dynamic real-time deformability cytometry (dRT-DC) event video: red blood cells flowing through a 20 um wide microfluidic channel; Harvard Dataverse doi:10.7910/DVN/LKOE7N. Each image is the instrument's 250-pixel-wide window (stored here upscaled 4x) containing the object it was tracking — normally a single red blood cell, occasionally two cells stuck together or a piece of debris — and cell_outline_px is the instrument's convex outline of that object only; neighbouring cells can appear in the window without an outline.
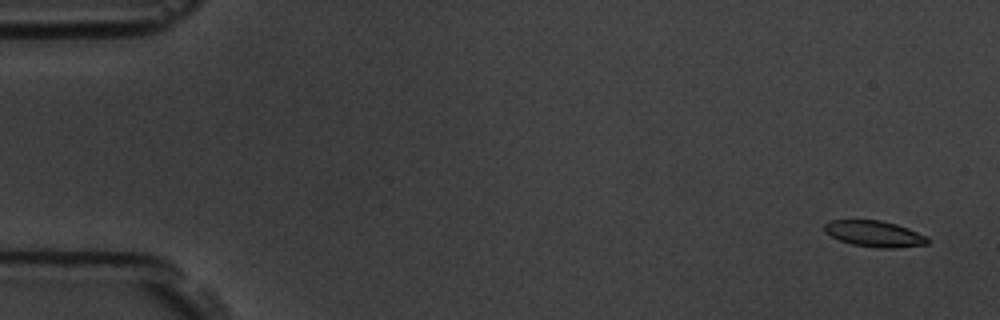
{"species": "common noctule bat (a hibernating species)", "species_latin": "Nyctalus noctula", "temperature_condition": "room temperature", "stored_images_in_passage": 6, "camera_frame_rate_fps": 3000, "um_per_image_px": 0.085, "animal": {"sex": "male", "body_mass_g": 19.5, "forearm_length_mm": 54.6}, "frame": {"image": 1, "passage_image": 1, "time_ms": 0.0, "image_size_px": [1000, 320], "cell_outline_px": [[928, 244], [896, 248], [876, 248], [852, 244], [840, 240], [824, 232], [824, 224], [828, 220], [880, 220], [896, 224], [908, 228], [928, 236]], "centroid_in_image_um": [74.33, 19.87], "position_along_channel_um": 10.7, "area_um2": 15.78}}
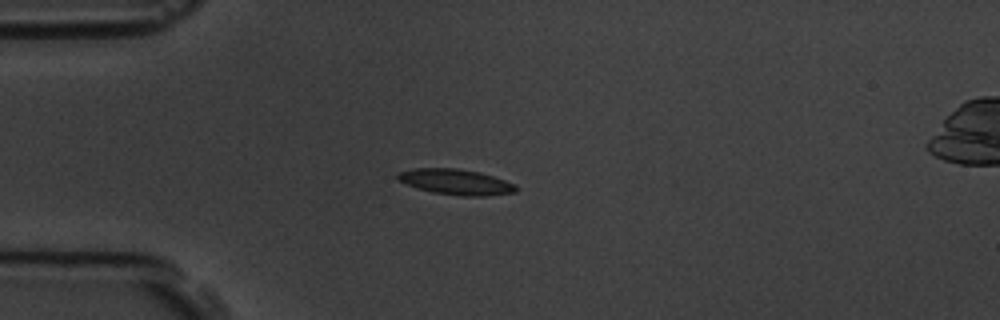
{"frame": {"image": 2, "passage_image": 4, "time_ms": 4.0, "image_size_px": [1000, 320], "cell_outline_px": [[516, 192], [484, 196], [460, 196], [432, 192], [416, 188], [400, 180], [396, 176], [400, 172], [416, 168], [456, 168], [480, 172], [516, 184]], "centroid_in_image_um": [38.77, 15.47], "position_along_channel_um": 46.2, "area_um2": 17.46}}
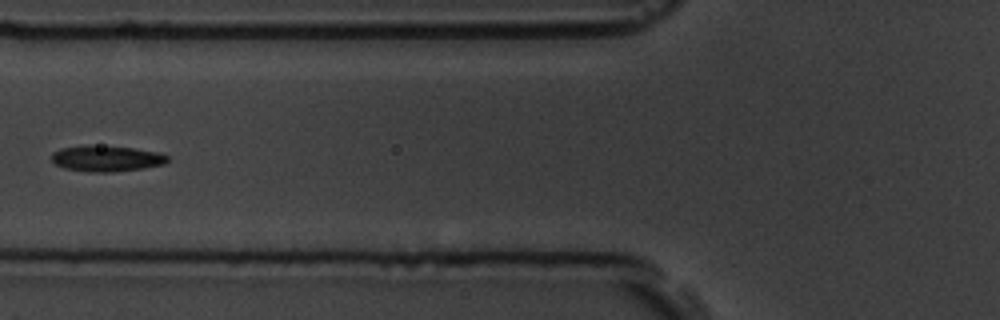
{"frame": {"image": 3, "passage_image": 6, "time_ms": 6.333, "image_size_px": [1000, 320], "cell_outline_px": [[168, 160], [164, 164], [144, 168], [112, 172], [88, 172], [64, 168], [56, 164], [52, 160], [52, 152], [60, 148], [88, 144], [132, 148], [156, 152], [168, 156]], "centroid_in_image_um": [9.01, 13.47], "position_along_channel_um": 116.8, "area_um2": 17.57}}